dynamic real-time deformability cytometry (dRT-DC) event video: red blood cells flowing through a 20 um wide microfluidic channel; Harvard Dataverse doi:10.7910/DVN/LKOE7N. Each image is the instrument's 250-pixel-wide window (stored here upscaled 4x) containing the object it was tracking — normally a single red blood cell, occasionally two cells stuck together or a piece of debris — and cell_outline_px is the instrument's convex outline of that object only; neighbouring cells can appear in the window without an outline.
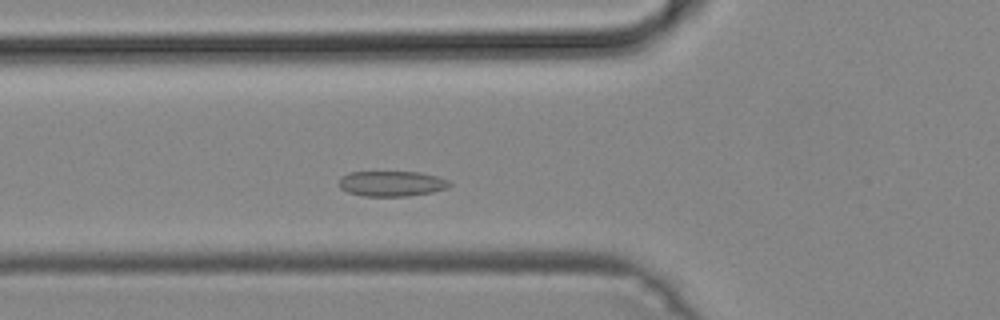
{"species": "common noctule bat (a hibernating species)", "species_latin": "Nyctalus noctula", "temperature_condition": "cold", "stored_images_in_passage": 43, "camera_frame_rate_fps": 3000, "um_per_image_px": 0.085, "animal": {"sex": "male", "body_mass_g": 19.2, "forearm_length_mm": 51.8}, "frame": {"image": 1, "passage_image": 11, "time_ms": 3.333, "image_size_px": [1000, 320], "cell_outline_px": [[452, 184], [448, 188], [432, 192], [408, 196], [364, 196], [348, 192], [340, 188], [336, 184], [340, 176], [348, 172], [420, 172], [436, 176], [448, 180]], "centroid_in_image_um": [33.25, 15.6], "position_along_channel_um": 92.6, "area_um2": 16.53}}
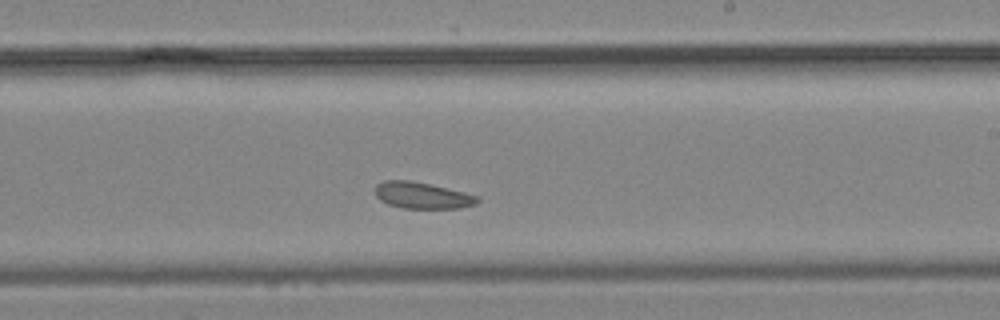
{"frame": {"image": 2, "passage_image": 23, "time_ms": 7.333, "image_size_px": [1000, 320], "cell_outline_px": [[480, 200], [476, 204], [456, 208], [404, 208], [388, 204], [380, 200], [376, 196], [376, 184], [384, 180], [408, 180], [428, 184], [464, 192], [480, 196]], "centroid_in_image_um": [35.89, 16.61], "position_along_channel_um": 253.1, "area_um2": 15.61}}
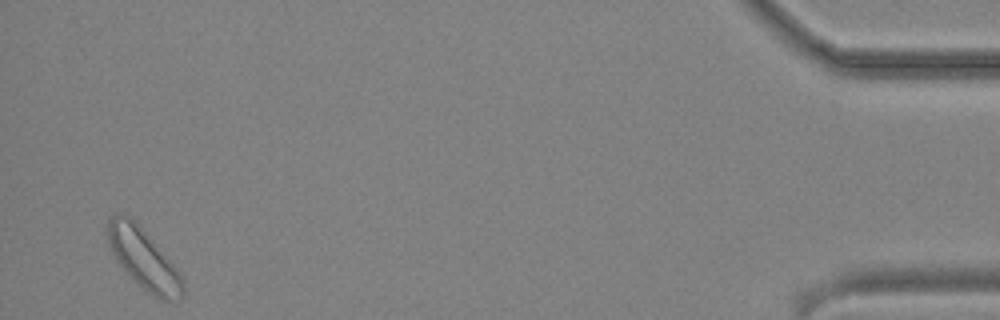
{"frame": {"image": 3, "passage_image": 42, "time_ms": 13.667, "image_size_px": [1000, 320], "cell_outline_px": [[184, 296], [180, 300], [164, 300], [148, 292], [116, 260], [112, 252], [104, 228], [108, 220], [116, 212], [124, 212], [132, 216], [136, 220], [180, 272], [184, 284]], "centroid_in_image_um": [12.19, 21.91], "position_along_channel_um": 423.0, "area_um2": 26.47}}